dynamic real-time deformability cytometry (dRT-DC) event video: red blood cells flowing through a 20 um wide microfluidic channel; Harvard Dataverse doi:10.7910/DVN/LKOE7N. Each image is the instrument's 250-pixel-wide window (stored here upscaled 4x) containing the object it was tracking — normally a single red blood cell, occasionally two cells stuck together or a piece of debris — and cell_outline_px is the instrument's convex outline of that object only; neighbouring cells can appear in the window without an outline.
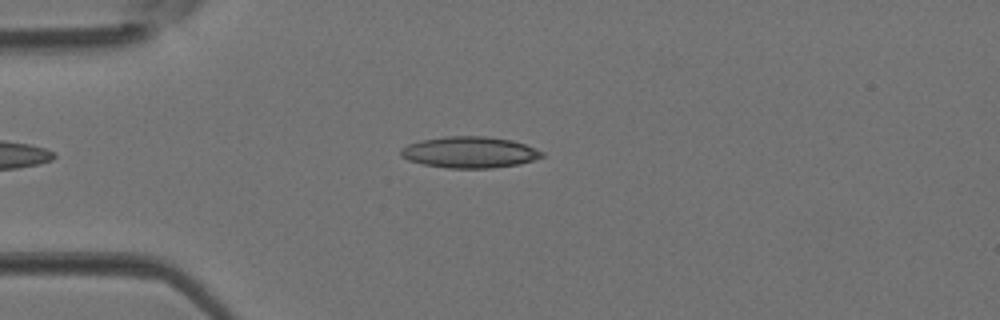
{"species": "Egyptian fruit bat (a non-hibernating species)", "species_latin": "Rousettus aegyptiacus", "temperature_condition": "room temperature", "stored_images_in_passage": 4, "camera_frame_rate_fps": 3000, "um_per_image_px": 0.085, "animal": {"sex": "female"}, "frame": {"image": 1, "passage_image": 3, "time_ms": 0.667, "image_size_px": [1000, 320], "cell_outline_px": [[544, 156], [520, 164], [492, 168], [448, 168], [424, 164], [408, 160], [400, 156], [400, 148], [408, 144], [420, 140], [444, 136], [488, 136], [512, 140], [524, 144], [544, 152]], "centroid_in_image_um": [39.89, 12.93], "position_along_channel_um": 45.1, "area_um2": 25.84}}
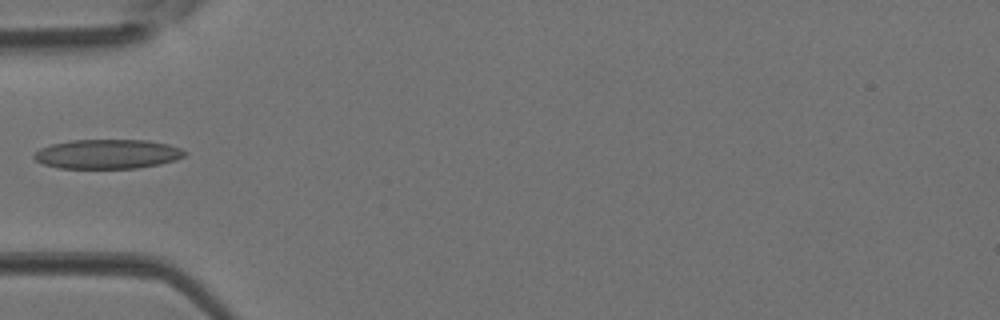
{"frame": {"image": 2, "passage_image": 4, "time_ms": 1.0, "image_size_px": [1000, 320], "cell_outline_px": [[188, 152], [184, 156], [176, 160], [160, 164], [136, 168], [60, 168], [44, 164], [36, 160], [32, 156], [40, 148], [52, 144], [72, 140], [148, 140], [168, 144], [180, 148]], "centroid_in_image_um": [9.16, 13.09], "position_along_channel_um": 75.8, "area_um2": 25.78}}